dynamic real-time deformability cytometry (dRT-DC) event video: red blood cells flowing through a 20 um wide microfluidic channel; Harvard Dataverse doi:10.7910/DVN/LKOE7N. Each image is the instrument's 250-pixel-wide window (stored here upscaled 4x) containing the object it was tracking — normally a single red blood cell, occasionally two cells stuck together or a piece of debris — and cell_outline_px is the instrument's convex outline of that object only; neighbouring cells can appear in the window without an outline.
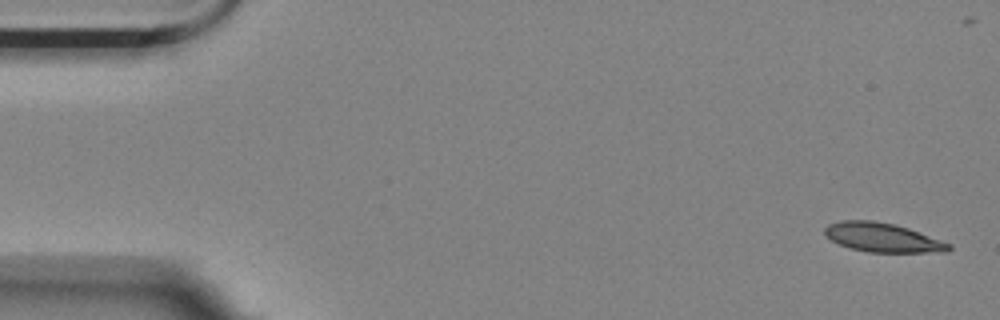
{"species": "Egyptian fruit bat (a non-hibernating species)", "species_latin": "Rousettus aegyptiacus", "temperature_condition": "room temperature", "stored_images_in_passage": 56, "camera_frame_rate_fps": 3000, "um_per_image_px": 0.085, "animal": {"sex": "female"}, "frame": {"image": 1, "passage_image": 1, "time_ms": 0.0, "image_size_px": [1000, 320], "cell_outline_px": [[952, 248], [948, 252], [868, 252], [852, 248], [840, 244], [832, 240], [824, 232], [824, 228], [828, 224], [840, 220], [872, 220], [896, 224], [908, 228], [952, 244]], "centroid_in_image_um": [75.04, 20.18], "position_along_channel_um": 10.0, "area_um2": 20.98}}
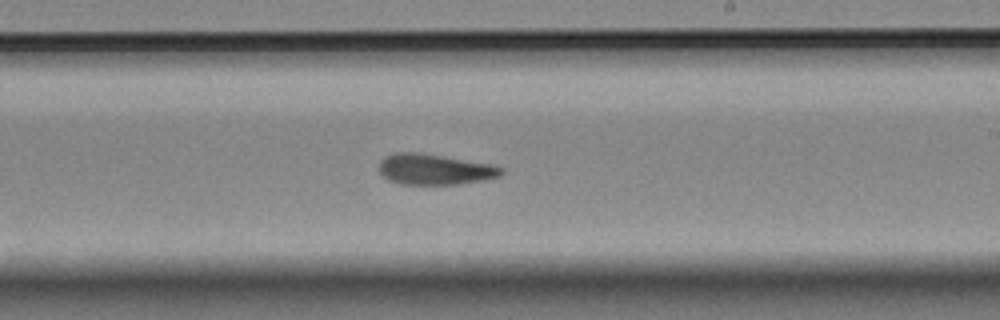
{"frame": {"image": 2, "passage_image": 32, "time_ms": 10.333, "image_size_px": [1000, 320], "cell_outline_px": [[504, 172], [500, 176], [460, 184], [400, 184], [388, 180], [380, 172], [380, 160], [384, 156], [396, 152], [420, 152], [496, 164], [504, 168]], "centroid_in_image_um": [36.98, 14.38], "position_along_channel_um": 252.0, "area_um2": 22.14}}
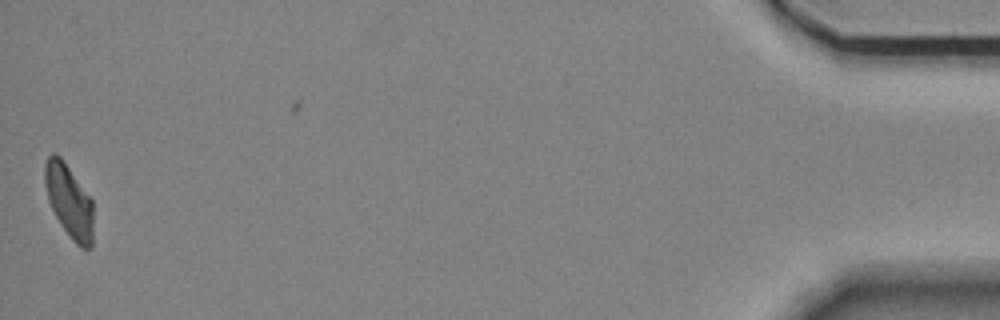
{"frame": {"image": 3, "passage_image": 55, "time_ms": 18.0, "image_size_px": [1000, 320], "cell_outline_px": [[92, 248], [80, 248], [72, 240], [60, 224], [48, 200], [44, 184], [44, 164], [48, 156], [52, 152], [56, 152], [60, 156], [92, 200]], "centroid_in_image_um": [5.84, 17.08], "position_along_channel_um": 429.4, "area_um2": 20.58}, "authors_computed_cell_mechanics": {"area_um2": 21.9929, "velocity_mm_per_s": 3.5264, "shape_relaxation_time_tau1_ms": 5.2428, "shape_relaxation_time_tau2_ms": 4.0881, "deformation_change_tau1": 0.1673, "deformation_change_tau2": 0.1205}}